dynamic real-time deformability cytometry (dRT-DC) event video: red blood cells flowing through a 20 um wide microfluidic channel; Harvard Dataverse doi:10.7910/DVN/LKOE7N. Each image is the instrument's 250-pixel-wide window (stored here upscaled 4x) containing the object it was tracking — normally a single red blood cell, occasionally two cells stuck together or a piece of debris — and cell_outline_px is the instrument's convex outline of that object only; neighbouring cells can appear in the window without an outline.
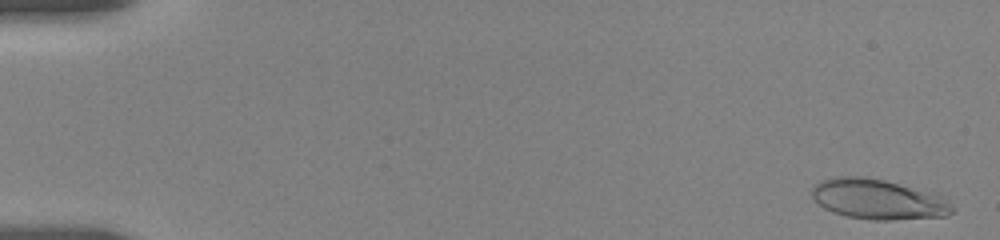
{"species": "human", "species_latin": "Homo sapiens", "temperature_condition": "room temperature", "stored_images_in_passage": 84, "camera_frame_rate_fps": 3000, "um_per_image_px": 0.085, "donor": {"sex": "female"}, "frame": {"image": 1, "passage_image": 2, "time_ms": 0.333, "image_size_px": [1000, 240], "cell_outline_px": [[956, 208], [948, 216], [892, 220], [872, 220], [848, 216], [832, 212], [824, 208], [812, 196], [812, 188], [820, 180], [836, 176], [868, 176], [884, 180], [940, 196], [948, 200]], "centroid_in_image_um": [74.63, 16.94], "position_along_channel_um": 10.4, "area_um2": 32.66}}
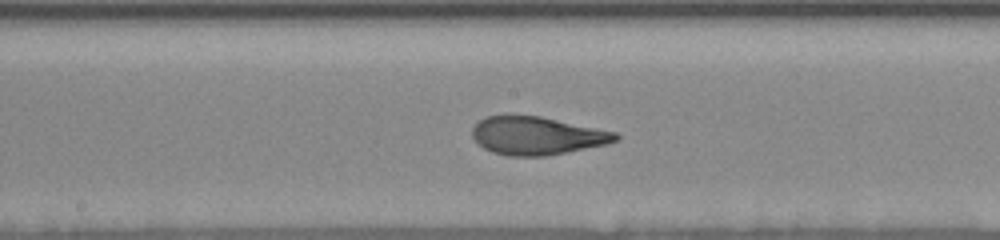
{"frame": {"image": 2, "passage_image": 45, "time_ms": 9.667, "image_size_px": [1000, 240], "cell_outline_px": [[620, 136], [616, 140], [608, 144], [568, 152], [544, 156], [508, 156], [492, 152], [484, 148], [472, 136], [472, 128], [484, 116], [508, 112], [540, 116], [616, 132]], "centroid_in_image_um": [45.59, 11.5], "position_along_channel_um": 202.6, "area_um2": 32.37}}
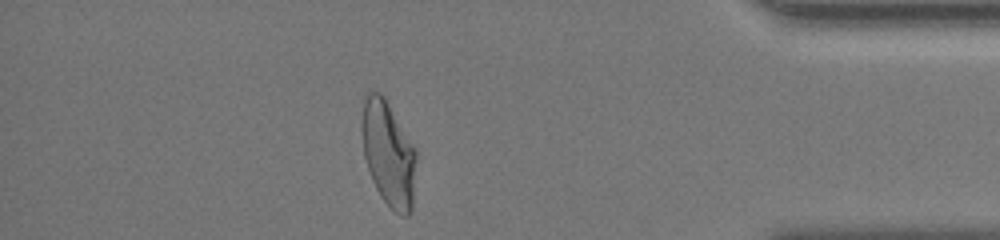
{"frame": {"image": 3, "passage_image": 83, "time_ms": 16.0, "image_size_px": [1000, 240], "cell_outline_px": [[416, 160], [412, 208], [408, 216], [404, 216], [396, 212], [380, 196], [372, 180], [364, 156], [360, 128], [360, 124], [364, 96], [372, 88], [380, 92], [384, 96], [416, 148]], "centroid_in_image_um": [32.99, 12.99], "position_along_channel_um": 402.2, "area_um2": 33.7}, "authors_computed_cell_mechanics": {"area_um2": 32.4258, "velocity_mm_per_s": 3.666, "shape_relaxation_time_tau1_ms": 5.9431, "shape_relaxation_time_tau2_ms": 0.8968, "deformation_change_tau1": 0.2278, "deformation_change_tau2": 0.0859}}